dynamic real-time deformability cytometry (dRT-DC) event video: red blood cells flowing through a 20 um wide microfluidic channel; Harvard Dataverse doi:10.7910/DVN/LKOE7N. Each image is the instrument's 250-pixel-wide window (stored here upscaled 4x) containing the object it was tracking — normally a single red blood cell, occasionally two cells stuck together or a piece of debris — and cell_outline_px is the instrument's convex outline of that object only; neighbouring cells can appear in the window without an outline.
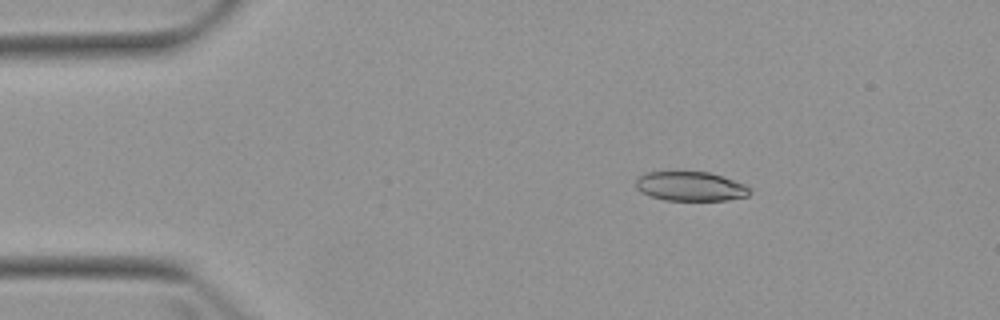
{"species": "Egyptian fruit bat (a non-hibernating species)", "species_latin": "Rousettus aegyptiacus", "temperature_condition": "warm", "stored_images_in_passage": 3, "camera_frame_rate_fps": 3000, "um_per_image_px": 0.085, "animal": {"sex": "female"}, "frame": {"image": 1, "passage_image": 2, "time_ms": 1.333, "image_size_px": [1000, 320], "cell_outline_px": [[752, 192], [748, 196], [728, 200], [664, 200], [648, 196], [640, 192], [636, 188], [636, 180], [644, 172], [708, 172], [744, 184], [752, 188]], "centroid_in_image_um": [58.68, 15.85], "position_along_channel_um": 26.3, "area_um2": 19.54}}